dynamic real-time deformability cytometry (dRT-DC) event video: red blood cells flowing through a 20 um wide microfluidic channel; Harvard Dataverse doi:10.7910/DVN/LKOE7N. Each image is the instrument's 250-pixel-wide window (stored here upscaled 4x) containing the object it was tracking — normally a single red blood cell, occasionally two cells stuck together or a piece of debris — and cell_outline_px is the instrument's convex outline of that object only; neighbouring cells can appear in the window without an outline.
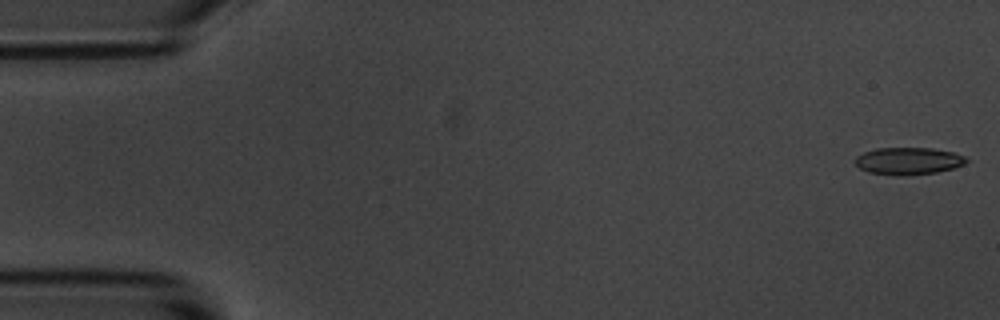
{"species": "common noctule bat (a hibernating species)", "species_latin": "Nyctalus noctula", "temperature_condition": "room temperature", "stored_images_in_passage": 5, "camera_frame_rate_fps": 3000, "um_per_image_px": 0.085, "animal": {"sex": "male", "body_mass_g": 20.1, "forearm_length_mm": 53.5}, "frame": {"image": 1, "passage_image": 1, "time_ms": 0.0, "image_size_px": [1000, 320], "cell_outline_px": [[968, 160], [964, 164], [952, 168], [936, 172], [908, 176], [896, 176], [868, 172], [860, 168], [852, 160], [856, 156], [864, 152], [876, 148], [932, 148], [952, 152], [964, 156]], "centroid_in_image_um": [77.16, 13.69], "position_along_channel_um": 7.8, "area_um2": 17.74}}